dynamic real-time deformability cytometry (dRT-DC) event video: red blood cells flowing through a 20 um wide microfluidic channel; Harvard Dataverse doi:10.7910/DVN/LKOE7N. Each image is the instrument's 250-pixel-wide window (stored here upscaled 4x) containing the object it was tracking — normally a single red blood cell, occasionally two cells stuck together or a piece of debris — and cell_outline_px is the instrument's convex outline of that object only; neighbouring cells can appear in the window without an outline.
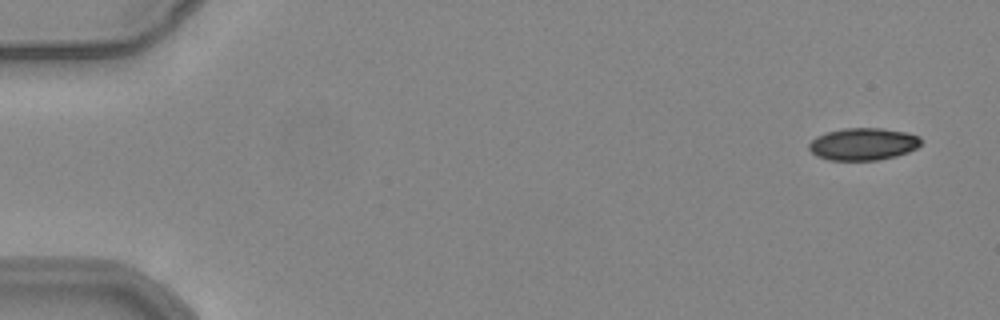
{"species": "common noctule bat (a hibernating species)", "species_latin": "Nyctalus noctula", "temperature_condition": "warm", "stored_images_in_passage": 52, "camera_frame_rate_fps": 3000, "um_per_image_px": 0.085, "animal": {"sex": "female", "body_mass_g": 24.6, "forearm_length_mm": 56.2}, "frame": {"image": 1, "passage_image": 1, "time_ms": 0.0, "image_size_px": [1000, 320], "cell_outline_px": [[920, 144], [916, 148], [908, 152], [896, 156], [880, 160], [828, 160], [816, 156], [808, 148], [808, 144], [816, 136], [824, 132], [844, 128], [880, 128], [904, 132], [920, 136]], "centroid_in_image_um": [73.33, 12.25], "position_along_channel_um": 11.7, "area_um2": 21.15}}
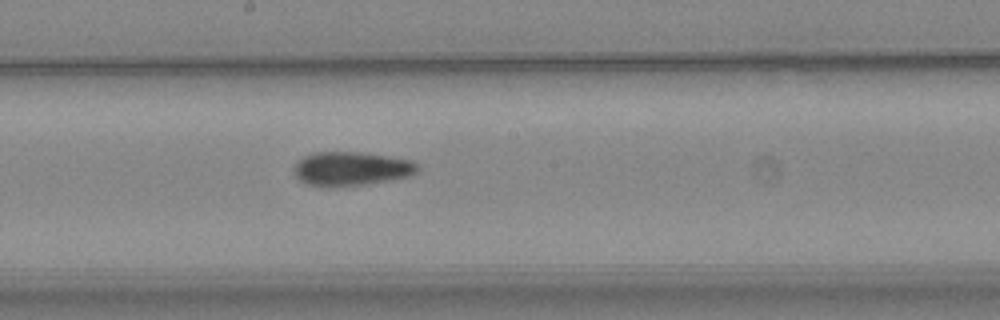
{"frame": {"image": 2, "passage_image": 28, "time_ms": 9.0, "image_size_px": [1000, 320], "cell_outline_px": [[420, 172], [408, 176], [392, 180], [364, 184], [328, 188], [324, 188], [308, 184], [300, 180], [296, 176], [292, 168], [296, 160], [312, 152], [360, 152], [412, 160], [420, 168]], "centroid_in_image_um": [29.82, 14.35], "position_along_channel_um": 218.4, "area_um2": 24.85}}
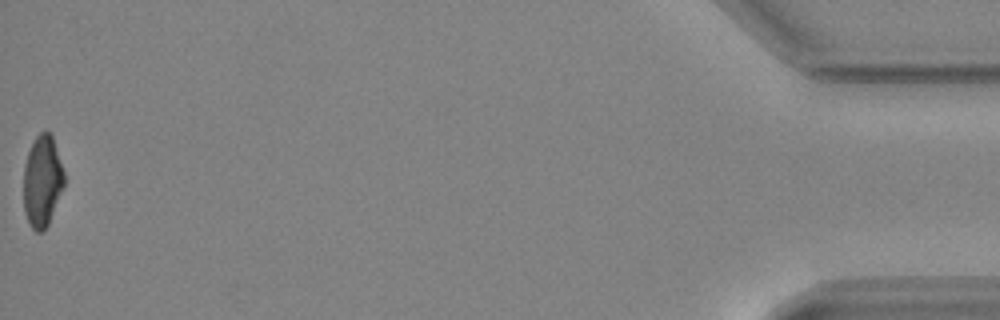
{"frame": {"image": 3, "passage_image": 52, "time_ms": 17.0, "image_size_px": [1000, 320], "cell_outline_px": [[64, 188], [48, 224], [40, 232], [36, 232], [32, 228], [24, 212], [24, 164], [28, 152], [36, 136], [40, 132], [48, 132], [52, 136], [64, 172]], "centroid_in_image_um": [3.59, 15.41], "position_along_channel_um": 431.6, "area_um2": 21.44}, "authors_computed_cell_mechanics": {"area_um2": 23.2934, "velocity_mm_per_s": 3.8905, "shape_relaxation_time_tau1_ms": 7.9514, "shape_relaxation_time_tau2_ms": 3.2559, "deformation_change_tau1": 0.2136, "deformation_change_tau2": 0.1106}}